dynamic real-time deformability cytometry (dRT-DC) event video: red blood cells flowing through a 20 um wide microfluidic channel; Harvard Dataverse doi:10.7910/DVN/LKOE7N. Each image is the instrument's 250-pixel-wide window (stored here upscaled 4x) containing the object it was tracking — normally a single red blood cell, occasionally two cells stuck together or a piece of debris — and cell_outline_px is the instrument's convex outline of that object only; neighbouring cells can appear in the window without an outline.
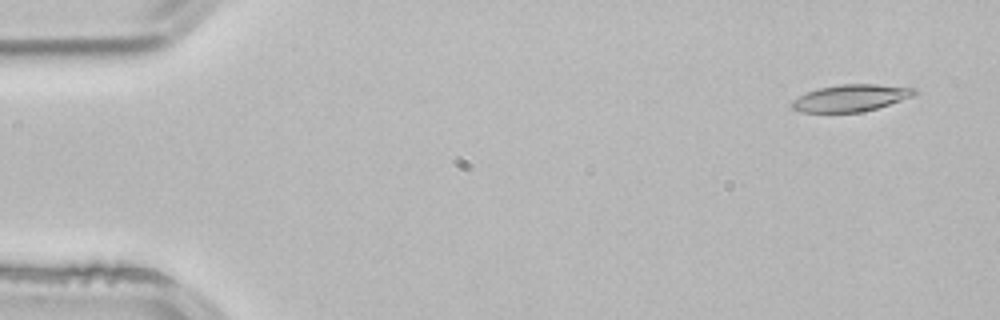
{"species": "common noctule bat (a hibernating species)", "species_latin": "Nyctalus noctula", "temperature_condition": "room temperature", "stored_images_in_passage": 3, "camera_frame_rate_fps": 3000, "um_per_image_px": 0.085, "animal": {"sex": "male", "body_mass_g": 21.5, "forearm_length_mm": 52.0}, "frame": {"image": 1, "passage_image": 1, "time_ms": 0.0, "image_size_px": [1000, 320], "cell_outline_px": [[916, 92], [912, 96], [876, 108], [860, 112], [800, 112], [792, 108], [788, 104], [792, 100], [808, 92], [820, 88], [840, 84], [876, 84], [916, 88]], "centroid_in_image_um": [72.27, 8.33], "position_along_channel_um": 12.7, "area_um2": 18.96}}
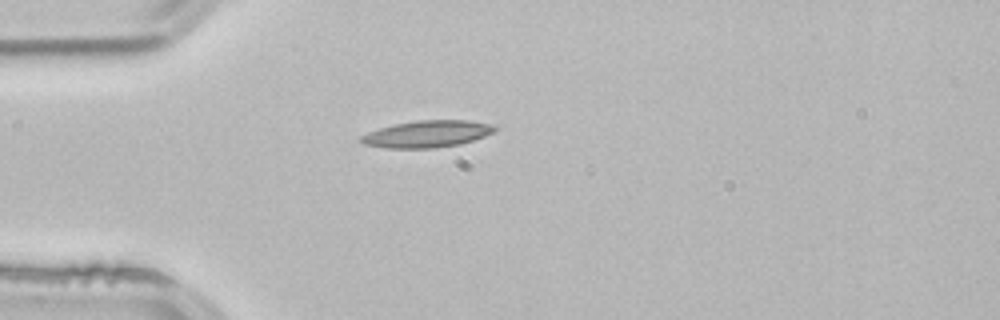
{"frame": {"image": 2, "passage_image": 3, "time_ms": 0.667, "image_size_px": [1000, 320], "cell_outline_px": [[496, 132], [460, 144], [432, 148], [384, 148], [364, 144], [360, 140], [360, 136], [368, 132], [380, 128], [396, 124], [416, 120], [468, 120], [492, 124], [496, 128]], "centroid_in_image_um": [36.31, 11.38], "position_along_channel_um": 48.7, "area_um2": 20.87}}